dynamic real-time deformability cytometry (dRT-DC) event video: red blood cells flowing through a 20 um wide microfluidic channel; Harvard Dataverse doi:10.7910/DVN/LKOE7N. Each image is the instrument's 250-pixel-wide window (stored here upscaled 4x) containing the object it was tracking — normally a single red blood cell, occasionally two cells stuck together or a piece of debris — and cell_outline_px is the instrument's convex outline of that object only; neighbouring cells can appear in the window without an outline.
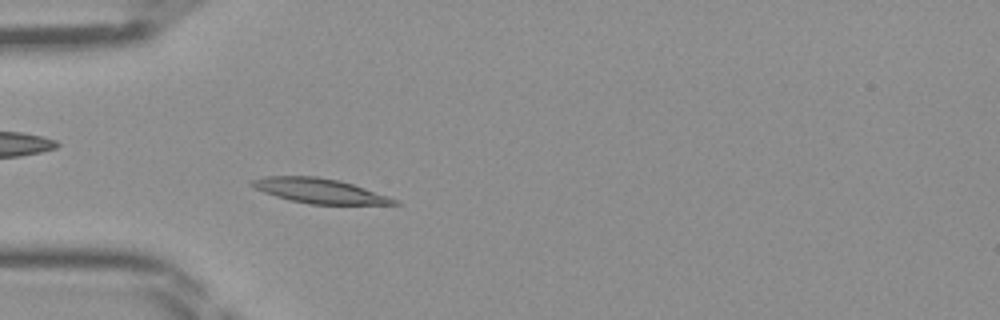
{"species": "Egyptian fruit bat (a non-hibernating species)", "species_latin": "Rousettus aegyptiacus", "temperature_condition": "room temperature", "stored_images_in_passage": 43, "camera_frame_rate_fps": 3000, "um_per_image_px": 0.085, "frame": {"image": 1, "passage_image": 10, "time_ms": 3.0, "image_size_px": [1000, 320], "cell_outline_px": [[400, 204], [308, 204], [276, 196], [264, 192], [248, 184], [252, 180], [264, 176], [316, 176], [340, 180], [400, 200]], "centroid_in_image_um": [27.16, 16.21], "position_along_channel_um": 57.8, "area_um2": 20.35}}
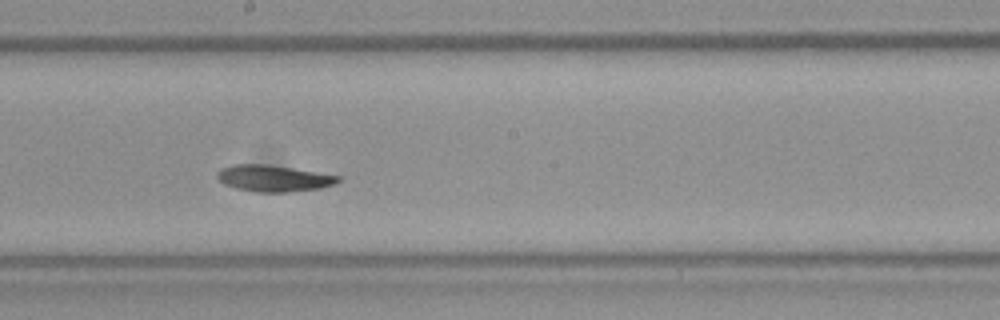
{"frame": {"image": 2, "passage_image": 22, "time_ms": 7.0, "image_size_px": [1000, 320], "cell_outline_px": [[340, 180], [336, 184], [320, 188], [288, 192], [256, 192], [236, 188], [224, 184], [216, 176], [216, 172], [220, 168], [232, 164], [268, 164], [340, 176]], "centroid_in_image_um": [23.22, 15.15], "position_along_channel_um": 225.0, "area_um2": 18.67}}
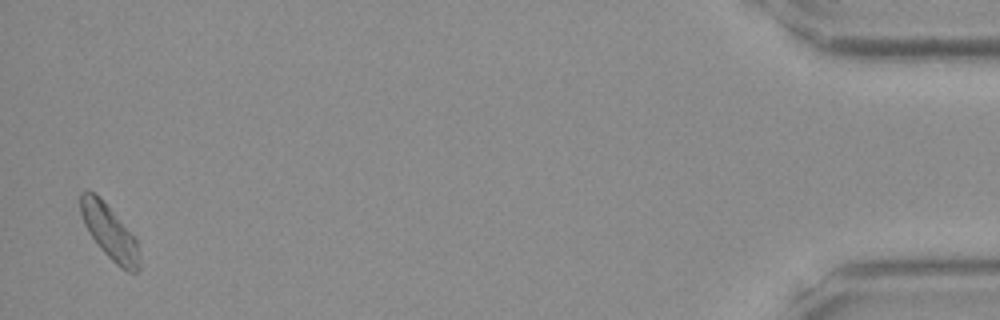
{"frame": {"image": 3, "passage_image": 42, "time_ms": 13.667, "image_size_px": [1000, 320], "cell_outline_px": [[140, 268], [136, 272], [128, 272], [120, 268], [100, 248], [84, 224], [80, 212], [80, 192], [88, 188], [100, 196], [136, 240], [140, 256]], "centroid_in_image_um": [9.29, 19.7], "position_along_channel_um": 425.9, "area_um2": 18.5}}